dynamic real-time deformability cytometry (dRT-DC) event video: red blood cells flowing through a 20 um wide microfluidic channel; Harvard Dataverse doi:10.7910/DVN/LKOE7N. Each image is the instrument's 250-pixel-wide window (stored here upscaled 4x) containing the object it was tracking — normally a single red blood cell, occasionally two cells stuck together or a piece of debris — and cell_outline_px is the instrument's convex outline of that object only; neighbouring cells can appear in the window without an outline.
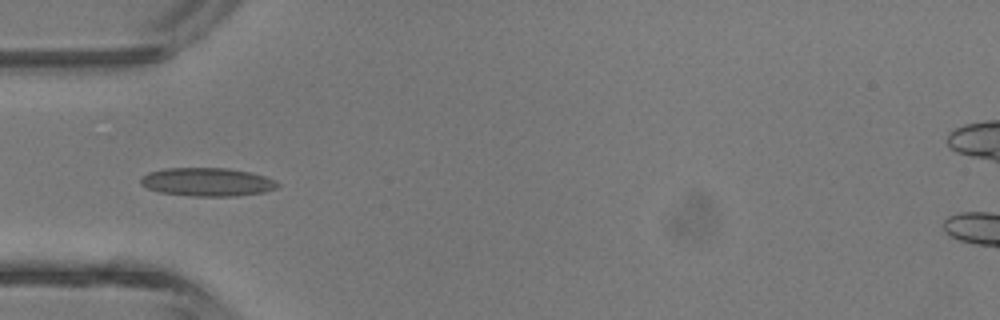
{"species": "common noctule bat (a hibernating species)", "species_latin": "Nyctalus noctula", "temperature_condition": "room temperature", "stored_images_in_passage": 4, "camera_frame_rate_fps": 3000, "um_per_image_px": 0.085, "animal": {"sex": "male", "body_mass_g": 13.3}, "frame": {"image": 1, "passage_image": 4, "time_ms": 3.333, "image_size_px": [1000, 320], "cell_outline_px": [[280, 184], [276, 188], [264, 192], [236, 196], [192, 196], [160, 192], [148, 188], [140, 184], [140, 176], [148, 172], [164, 168], [228, 168], [248, 172], [264, 176], [276, 180]], "centroid_in_image_um": [17.59, 15.46], "position_along_channel_um": 67.4, "area_um2": 22.72}}